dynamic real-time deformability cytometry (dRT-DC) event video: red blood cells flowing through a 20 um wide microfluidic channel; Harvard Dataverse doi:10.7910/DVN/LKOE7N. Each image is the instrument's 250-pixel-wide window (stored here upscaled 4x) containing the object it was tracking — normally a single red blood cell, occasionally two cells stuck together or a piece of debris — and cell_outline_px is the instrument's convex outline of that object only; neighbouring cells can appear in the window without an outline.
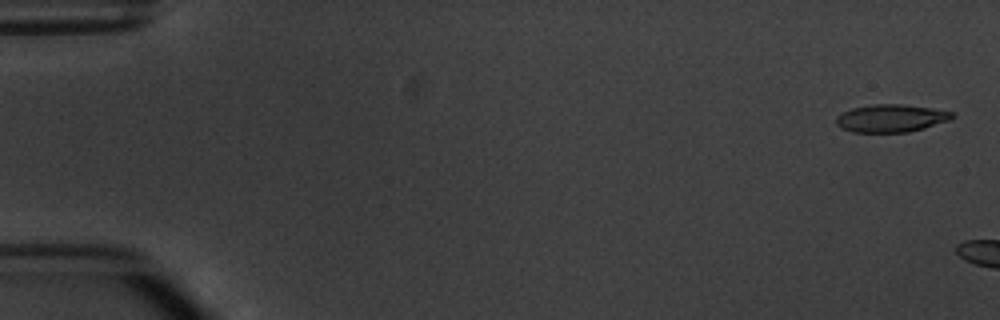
{"species": "common noctule bat (a hibernating species)", "species_latin": "Nyctalus noctula", "temperature_condition": "warm", "stored_images_in_passage": 2, "camera_frame_rate_fps": 3000, "um_per_image_px": 0.085, "animal": {"sex": "male", "body_mass_g": 20.1, "forearm_length_mm": 53.5}, "frame": {"image": 1, "passage_image": 1, "time_ms": 0.0, "image_size_px": [1000, 320], "cell_outline_px": [[956, 116], [948, 120], [924, 128], [908, 132], [852, 132], [840, 128], [836, 124], [836, 116], [852, 108], [872, 104], [904, 104], [932, 108], [952, 112]], "centroid_in_image_um": [75.71, 10.05], "position_along_channel_um": 9.3, "area_um2": 18.73}}